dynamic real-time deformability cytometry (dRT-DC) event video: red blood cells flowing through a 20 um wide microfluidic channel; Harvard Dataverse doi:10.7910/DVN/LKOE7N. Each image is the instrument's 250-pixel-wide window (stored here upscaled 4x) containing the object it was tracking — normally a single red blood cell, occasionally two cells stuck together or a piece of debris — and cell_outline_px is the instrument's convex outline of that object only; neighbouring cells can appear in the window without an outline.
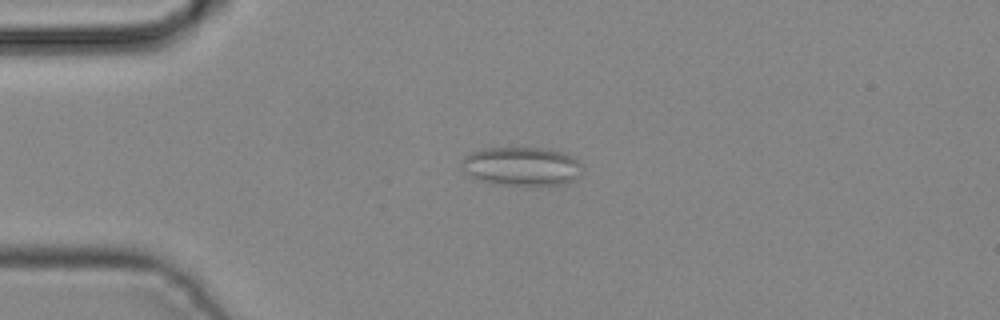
{"species": "common noctule bat (a hibernating species)", "species_latin": "Nyctalus noctula", "temperature_condition": "cold", "stored_images_in_passage": 3, "camera_frame_rate_fps": 3000, "um_per_image_px": 0.085, "animal": {"sex": "male", "body_mass_g": 19.2, "forearm_length_mm": 51.8}, "frame": {"image": 1, "passage_image": 2, "time_ms": 0.333, "image_size_px": [1000, 320], "cell_outline_px": [[584, 168], [580, 176], [564, 184], [496, 184], [472, 176], [464, 168], [464, 156], [472, 152], [484, 148], [544, 148], [560, 152], [572, 156]], "centroid_in_image_um": [44.41, 14.12], "position_along_channel_um": 40.6, "area_um2": 26.53}}